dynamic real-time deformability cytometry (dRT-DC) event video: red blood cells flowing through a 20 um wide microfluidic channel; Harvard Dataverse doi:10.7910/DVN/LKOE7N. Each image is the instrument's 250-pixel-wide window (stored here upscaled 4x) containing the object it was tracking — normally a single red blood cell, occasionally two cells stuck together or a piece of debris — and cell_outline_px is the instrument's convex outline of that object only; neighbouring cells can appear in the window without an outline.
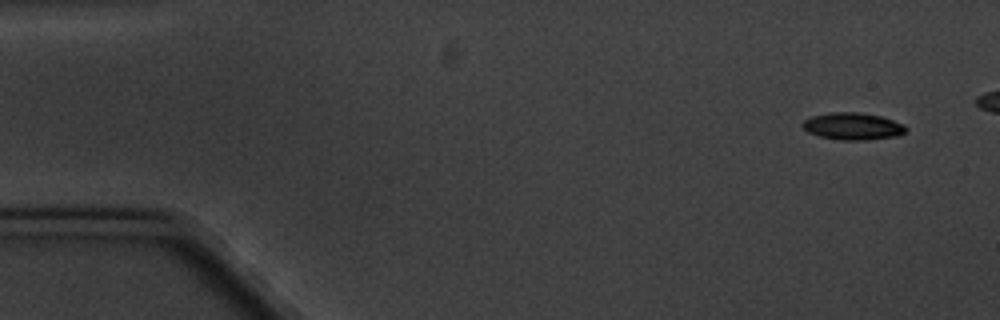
{"species": "common noctule bat (a hibernating species)", "species_latin": "Nyctalus noctula", "temperature_condition": "cold", "stored_images_in_passage": 5, "camera_frame_rate_fps": 3000, "um_per_image_px": 0.085, "animal": {"sex": "male", "body_mass_g": 20.1, "forearm_length_mm": 53.5}, "frame": {"image": 1, "passage_image": 1, "time_ms": 0.0, "image_size_px": [1000, 320], "cell_outline_px": [[908, 128], [904, 132], [896, 136], [868, 140], [840, 140], [820, 136], [808, 132], [800, 124], [804, 120], [812, 116], [828, 112], [856, 112], [880, 116], [904, 124]], "centroid_in_image_um": [72.47, 10.73], "position_along_channel_um": 12.5, "area_um2": 16.3}}